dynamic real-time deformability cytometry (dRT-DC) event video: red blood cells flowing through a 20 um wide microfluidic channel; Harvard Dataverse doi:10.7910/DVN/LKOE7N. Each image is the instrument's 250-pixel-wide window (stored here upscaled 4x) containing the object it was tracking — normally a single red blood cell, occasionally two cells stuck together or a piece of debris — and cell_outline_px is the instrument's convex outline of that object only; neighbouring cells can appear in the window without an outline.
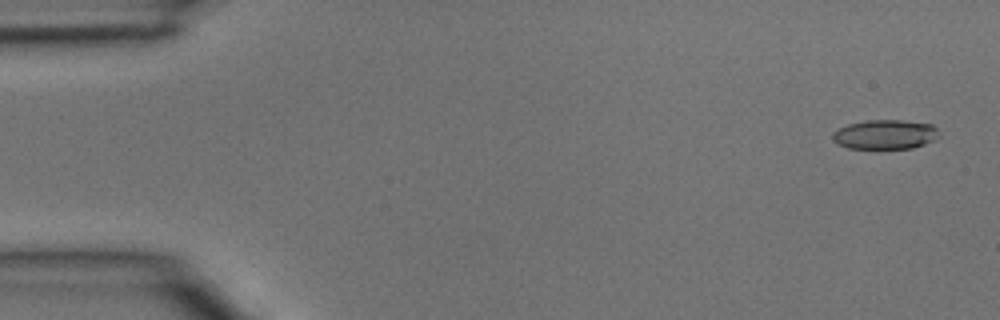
{"species": "common noctule bat (a hibernating species)", "species_latin": "Nyctalus noctula", "temperature_condition": "room temperature", "stored_images_in_passage": 4, "camera_frame_rate_fps": 3000, "um_per_image_px": 0.085, "animal": {"sex": "male", "body_mass_g": 15.6}, "frame": {"image": 1, "passage_image": 1, "time_ms": 0.0, "image_size_px": [1000, 320], "cell_outline_px": [[940, 136], [936, 140], [912, 148], [848, 148], [832, 140], [832, 132], [848, 124], [868, 120], [900, 120], [932, 124], [940, 132]], "centroid_in_image_um": [75.27, 11.42], "position_along_channel_um": 9.7, "area_um2": 18.26}}
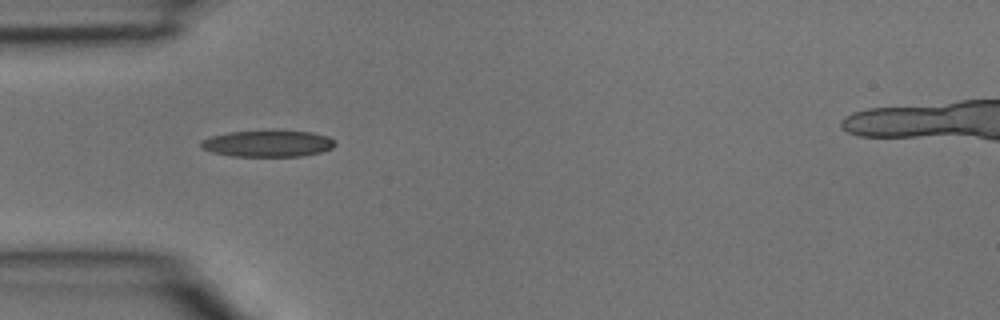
{"frame": {"image": 2, "passage_image": 4, "time_ms": 1.0, "image_size_px": [1000, 320], "cell_outline_px": [[336, 144], [332, 148], [320, 152], [300, 156], [232, 156], [212, 152], [200, 148], [200, 144], [204, 140], [212, 136], [228, 132], [312, 132], [328, 136]], "centroid_in_image_um": [22.75, 12.22], "position_along_channel_um": 62.2, "area_um2": 20.11}}